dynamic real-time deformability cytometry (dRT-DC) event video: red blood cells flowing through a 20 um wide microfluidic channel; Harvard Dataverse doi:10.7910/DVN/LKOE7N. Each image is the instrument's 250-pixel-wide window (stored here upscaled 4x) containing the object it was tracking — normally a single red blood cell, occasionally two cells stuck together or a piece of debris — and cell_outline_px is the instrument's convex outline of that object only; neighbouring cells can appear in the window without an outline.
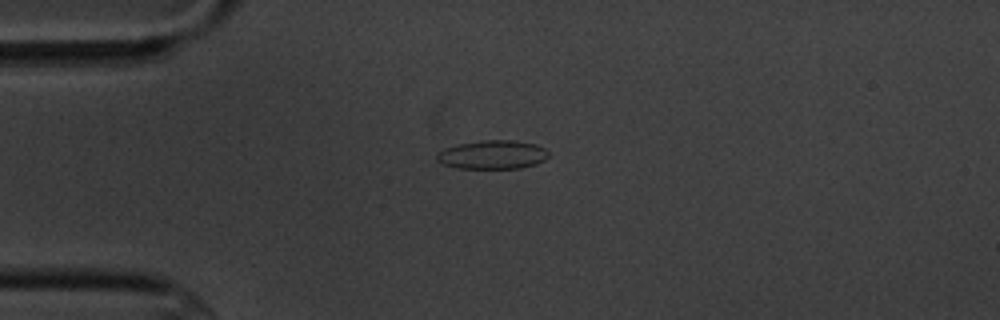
{"species": "common noctule bat (a hibernating species)", "species_latin": "Nyctalus noctula", "temperature_condition": "cold", "stored_images_in_passage": 4, "camera_frame_rate_fps": 3000, "um_per_image_px": 0.085, "animal": {"sex": "male", "body_mass_g": 20.1, "forearm_length_mm": 53.5}, "frame": {"image": 1, "passage_image": 2, "time_ms": 1.333, "image_size_px": [1000, 320], "cell_outline_px": [[548, 156], [544, 160], [536, 164], [520, 168], [460, 168], [444, 164], [436, 160], [436, 156], [444, 148], [456, 144], [484, 140], [516, 140], [536, 144], [544, 148], [548, 152]], "centroid_in_image_um": [41.88, 13.14], "position_along_channel_um": 43.1, "area_um2": 18.67}}
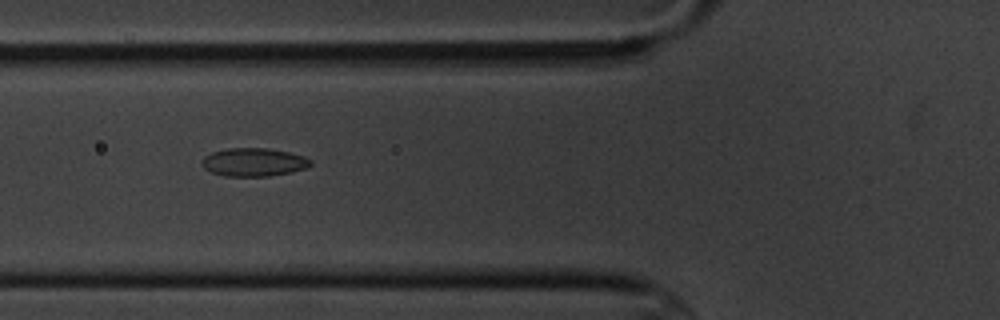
{"frame": {"image": 2, "passage_image": 4, "time_ms": 3.667, "image_size_px": [1000, 320], "cell_outline_px": [[312, 164], [308, 168], [292, 172], [268, 176], [224, 176], [212, 172], [204, 168], [200, 160], [204, 156], [212, 152], [228, 148], [268, 148], [288, 152], [304, 156], [312, 160]], "centroid_in_image_um": [21.58, 13.78], "position_along_channel_um": 104.2, "area_um2": 18.03}}